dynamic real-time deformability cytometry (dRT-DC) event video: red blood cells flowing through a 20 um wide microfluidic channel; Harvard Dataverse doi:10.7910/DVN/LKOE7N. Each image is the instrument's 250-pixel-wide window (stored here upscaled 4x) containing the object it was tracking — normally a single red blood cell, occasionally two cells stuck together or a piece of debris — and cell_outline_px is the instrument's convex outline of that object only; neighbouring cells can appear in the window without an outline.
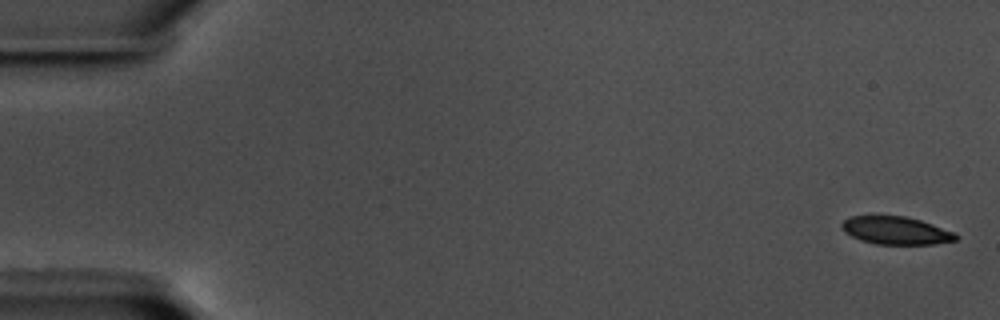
{"species": "common noctule bat (a hibernating species)", "species_latin": "Nyctalus noctula", "temperature_condition": "warm", "stored_images_in_passage": 58, "camera_frame_rate_fps": 3000, "um_per_image_px": 0.085, "animal": {"sex": "male", "body_mass_g": 17.5, "forearm_length_mm": 52.3}, "frame": {"image": 1, "passage_image": 1, "time_ms": 0.0, "image_size_px": [1000, 320], "cell_outline_px": [[960, 236], [956, 240], [932, 244], [876, 244], [860, 240], [844, 232], [840, 224], [844, 220], [852, 216], [872, 212], [904, 216], [920, 220], [956, 232]], "centroid_in_image_um": [76.1, 19.54], "position_along_channel_um": 8.9, "area_um2": 19.25}}
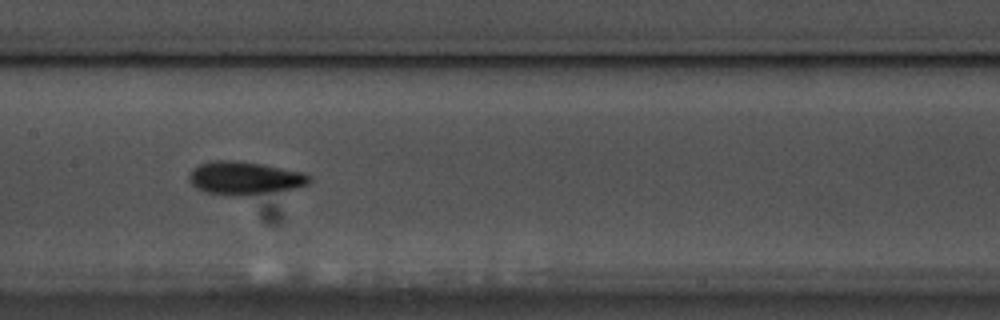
{"frame": {"image": 2, "passage_image": 29, "time_ms": 9.333, "image_size_px": [1000, 320], "cell_outline_px": [[312, 180], [308, 184], [292, 188], [244, 196], [228, 196], [208, 192], [196, 188], [188, 180], [188, 176], [200, 164], [212, 160], [236, 160], [264, 164], [304, 172], [312, 176]], "centroid_in_image_um": [20.81, 15.13], "position_along_channel_um": 186.6, "area_um2": 23.24}}
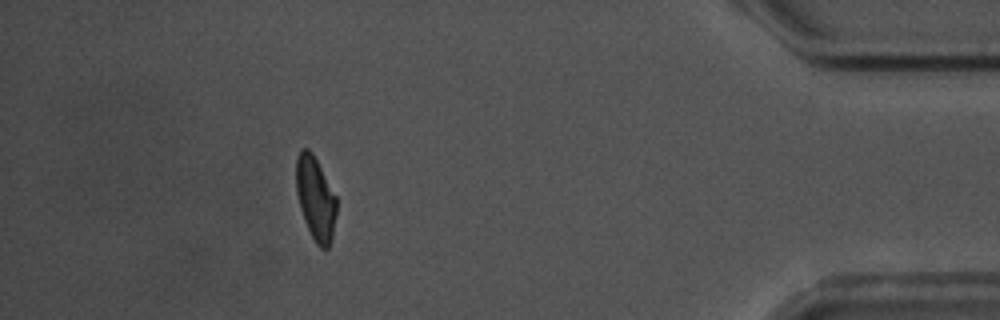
{"frame": {"image": 3, "passage_image": 52, "time_ms": 17.0, "image_size_px": [1000, 320], "cell_outline_px": [[336, 216], [332, 236], [328, 248], [320, 248], [316, 244], [304, 220], [300, 208], [296, 192], [296, 156], [300, 148], [308, 148], [312, 152], [336, 196]], "centroid_in_image_um": [26.8, 16.84], "position_along_channel_um": 408.4, "area_um2": 19.59}, "authors_computed_cell_mechanics": {"area_um2": 20.6635, "velocity_mm_per_s": 3.5525, "shape_relaxation_time_tau1_ms": 3.9301, "shape_relaxation_time_tau2_ms": 4.1496, "deformation_change_tau1": 0.1265, "deformation_change_tau2": 0.0996}}